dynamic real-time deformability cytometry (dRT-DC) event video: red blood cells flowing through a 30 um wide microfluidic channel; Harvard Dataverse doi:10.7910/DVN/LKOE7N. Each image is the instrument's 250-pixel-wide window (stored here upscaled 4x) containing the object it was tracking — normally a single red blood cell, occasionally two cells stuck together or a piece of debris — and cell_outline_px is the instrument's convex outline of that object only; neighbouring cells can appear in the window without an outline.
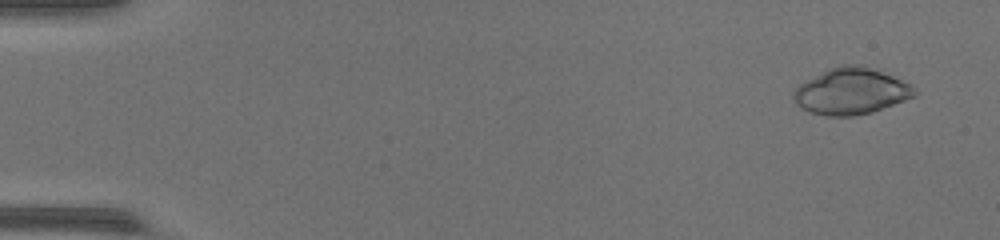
{"species": "common noctule bat (a hibernating species)", "species_latin": "Nyctalus noctula", "temperature_condition": "warm", "stored_images_in_passage": 51, "camera_frame_rate_fps": 3000, "um_per_image_px": 0.085, "animal": {"sex": "female", "body_mass_g": 17.0, "forearm_length_mm": 48.0}, "frame": {"image": 1, "passage_image": 3, "time_ms": 0.667, "image_size_px": [1000, 240], "cell_outline_px": [[920, 92], [916, 96], [872, 112], [852, 116], [828, 116], [812, 112], [800, 108], [796, 104], [792, 96], [792, 92], [804, 80], [840, 64], [864, 64], [892, 76], [916, 88]], "centroid_in_image_um": [72.34, 7.75], "position_along_channel_um": 12.7, "area_um2": 32.77}}
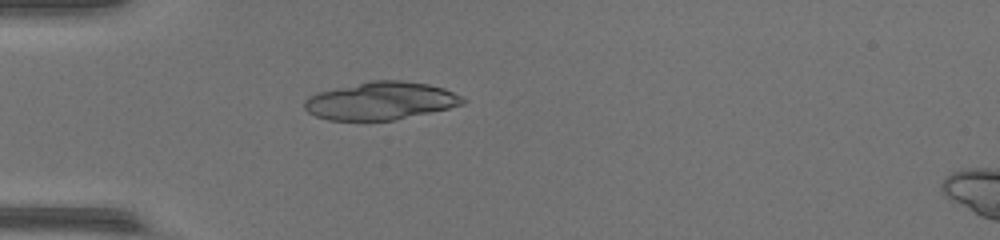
{"frame": {"image": 2, "passage_image": 16, "time_ms": 5.0, "image_size_px": [1000, 240], "cell_outline_px": [[468, 100], [464, 104], [448, 108], [392, 120], [328, 120], [316, 116], [308, 112], [304, 108], [304, 100], [308, 96], [316, 92], [372, 80], [404, 80], [428, 84], [444, 88]], "centroid_in_image_um": [32.33, 8.56], "position_along_channel_um": 52.7, "area_um2": 34.8}}